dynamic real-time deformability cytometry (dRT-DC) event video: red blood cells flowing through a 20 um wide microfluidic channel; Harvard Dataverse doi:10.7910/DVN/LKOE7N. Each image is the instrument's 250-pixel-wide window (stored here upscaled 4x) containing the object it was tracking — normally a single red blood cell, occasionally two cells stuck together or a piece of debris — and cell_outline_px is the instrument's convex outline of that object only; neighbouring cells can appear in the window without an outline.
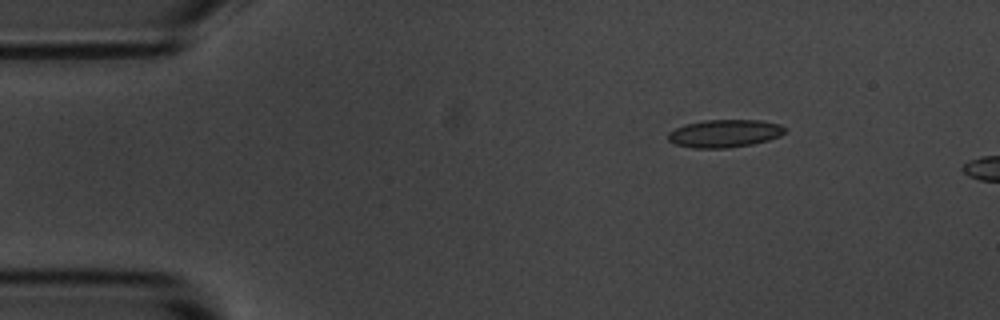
{"species": "common noctule bat (a hibernating species)", "species_latin": "Nyctalus noctula", "temperature_condition": "room temperature", "stored_images_in_passage": 2, "camera_frame_rate_fps": 3000, "um_per_image_px": 0.085, "animal": {"sex": "male", "body_mass_g": 20.1, "forearm_length_mm": 53.5}, "frame": {"image": 1, "passage_image": 2, "time_ms": 2.0, "image_size_px": [1000, 320], "cell_outline_px": [[784, 132], [780, 136], [768, 140], [752, 144], [728, 148], [692, 148], [676, 144], [668, 140], [668, 132], [684, 124], [704, 120], [760, 120], [780, 124], [784, 128]], "centroid_in_image_um": [61.57, 11.34], "position_along_channel_um": 23.4, "area_um2": 18.9}}